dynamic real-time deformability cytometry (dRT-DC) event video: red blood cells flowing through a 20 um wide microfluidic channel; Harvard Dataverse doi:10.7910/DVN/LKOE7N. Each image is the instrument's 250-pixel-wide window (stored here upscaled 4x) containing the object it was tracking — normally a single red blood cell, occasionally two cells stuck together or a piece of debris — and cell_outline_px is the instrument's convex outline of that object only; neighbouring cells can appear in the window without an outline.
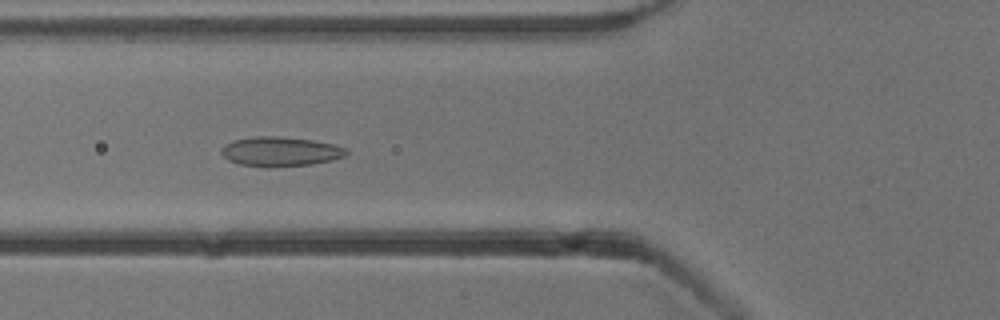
{"species": "common noctule bat (a hibernating species)", "species_latin": "Nyctalus noctula", "temperature_condition": "cold", "stored_images_in_passage": 54, "camera_frame_rate_fps": 3000, "um_per_image_px": 0.085, "animal": {"sex": "male", "body_mass_g": 13.3}, "frame": {"image": 1, "passage_image": 20, "time_ms": 6.333, "image_size_px": [1000, 320], "cell_outline_px": [[348, 152], [344, 156], [332, 160], [312, 164], [264, 168], [240, 164], [228, 160], [220, 152], [224, 144], [232, 140], [252, 136], [280, 136], [312, 140], [332, 144], [348, 148]], "centroid_in_image_um": [23.8, 12.88], "position_along_channel_um": 102.0, "area_um2": 21.73}}
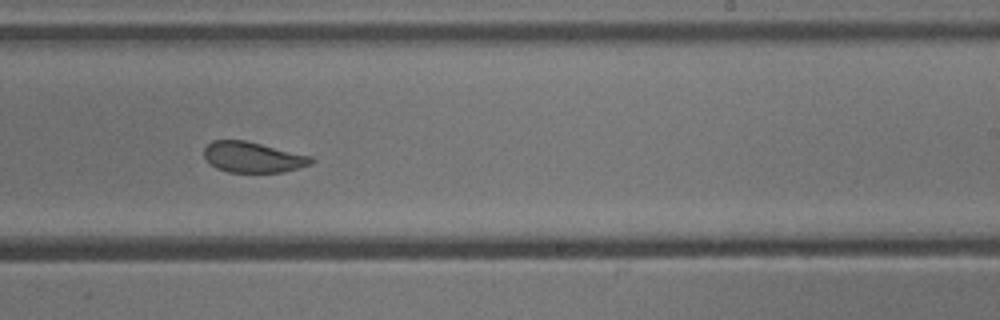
{"frame": {"image": 2, "passage_image": 33, "time_ms": 10.667, "image_size_px": [1000, 320], "cell_outline_px": [[316, 160], [312, 164], [300, 168], [284, 172], [228, 172], [216, 168], [204, 156], [204, 148], [212, 140], [244, 140], [312, 156]], "centroid_in_image_um": [21.53, 13.37], "position_along_channel_um": 267.5, "area_um2": 19.13}}
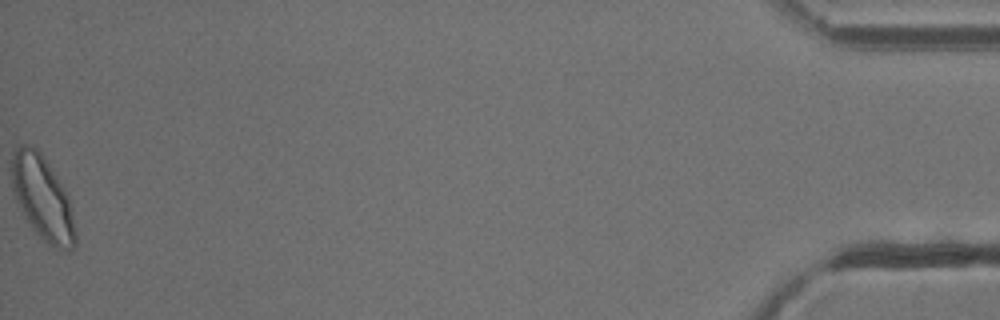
{"frame": {"image": 3, "passage_image": 54, "time_ms": 17.667, "image_size_px": [1000, 320], "cell_outline_px": [[76, 248], [68, 252], [64, 252], [48, 244], [32, 228], [24, 216], [16, 200], [12, 188], [12, 156], [16, 148], [20, 144], [32, 144], [40, 152], [64, 188], [68, 196], [72, 208], [76, 236]], "centroid_in_image_um": [3.64, 16.87], "position_along_channel_um": 431.6, "area_um2": 31.21}, "authors_computed_cell_mechanics": {"area_um2": 22.0796, "velocity_mm_per_s": 3.8188, "shape_relaxation_time_tau1_ms": null, "shape_relaxation_time_tau2_ms": 1.9117, "deformation_change_tau1": null, "deformation_change_tau2": 0.0613}}